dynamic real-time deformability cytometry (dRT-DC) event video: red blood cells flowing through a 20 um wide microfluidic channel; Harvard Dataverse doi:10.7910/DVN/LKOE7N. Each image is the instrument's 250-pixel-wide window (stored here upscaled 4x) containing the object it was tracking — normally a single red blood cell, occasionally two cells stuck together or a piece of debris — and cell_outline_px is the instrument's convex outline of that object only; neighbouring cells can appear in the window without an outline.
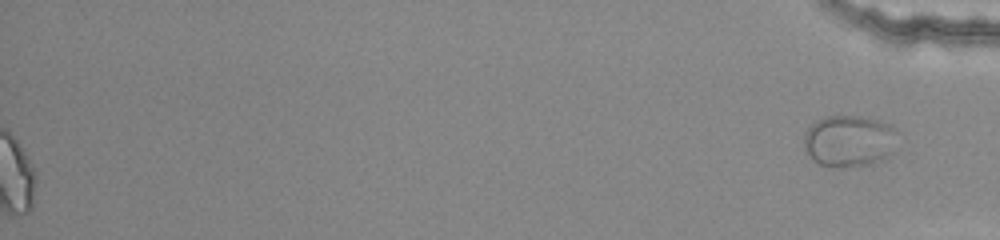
{"species": "common noctule bat (a hibernating species)", "species_latin": "Nyctalus noctula", "temperature_condition": "warm", "stored_images_in_passage": 38, "segment_of_instrument_passage": [2, 2], "camera_frame_rate_fps": 3000, "um_per_image_px": 0.085, "animal": {"sex": "female", "body_mass_g": 22.0, "forearm_length_mm": 56.7}, "frame": {"image": 1, "passage_image": 38, "time_ms": 12.333, "image_size_px": [1000, 240], "cell_outline_px": [[900, 148], [884, 160], [868, 164], [844, 168], [836, 168], [820, 164], [812, 160], [804, 144], [804, 136], [808, 128], [816, 120], [824, 116], [860, 116], [876, 120], [888, 124], [896, 132]], "centroid_in_image_um": [72.23, 12.0], "position_along_channel_um": 363.0, "area_um2": 28.73}}